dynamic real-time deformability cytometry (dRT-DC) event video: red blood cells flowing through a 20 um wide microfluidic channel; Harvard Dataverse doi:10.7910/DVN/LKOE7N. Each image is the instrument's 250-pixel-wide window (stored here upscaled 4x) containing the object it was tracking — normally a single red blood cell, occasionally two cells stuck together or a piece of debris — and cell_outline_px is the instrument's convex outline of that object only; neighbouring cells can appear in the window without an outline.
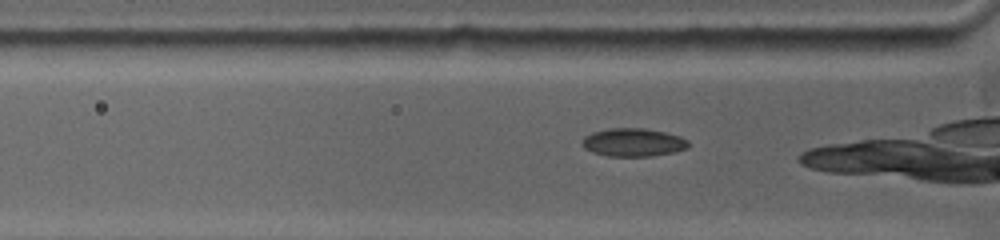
{"species": "common noctule bat (a hibernating species)", "species_latin": "Nyctalus noctula", "temperature_condition": "warm", "stored_images_in_passage": 77, "camera_frame_rate_fps": 5000, "um_per_image_px": 0.085, "animal": {"sex": "female", "body_mass_g": 19.0, "forearm_length_mm": 53.3}, "frame": {"image": 1, "passage_image": 8, "time_ms": 1.4, "image_size_px": [1000, 240], "cell_outline_px": [[688, 144], [684, 148], [672, 152], [648, 156], [608, 156], [592, 152], [584, 148], [584, 136], [592, 132], [612, 128], [644, 128], [664, 132], [680, 136], [688, 140]], "centroid_in_image_um": [53.8, 12.09], "position_along_channel_um": 72.0, "area_um2": 17.11}}
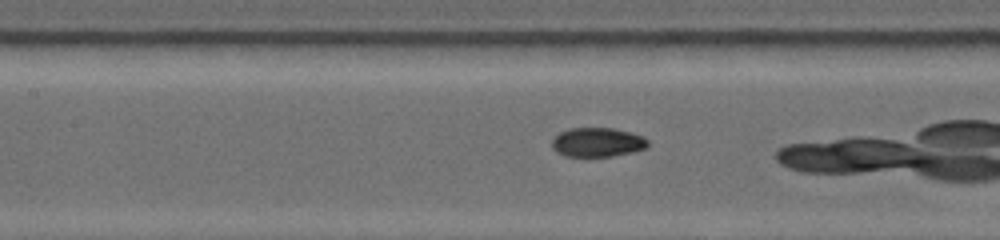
{"frame": {"image": 2, "passage_image": 19, "time_ms": 3.6, "image_size_px": [1000, 240], "cell_outline_px": [[648, 144], [644, 148], [632, 152], [612, 156], [568, 156], [552, 148], [552, 140], [560, 132], [572, 128], [612, 128], [632, 132], [648, 140]], "centroid_in_image_um": [50.79, 12.08], "position_along_channel_um": 156.6, "area_um2": 16.01}}
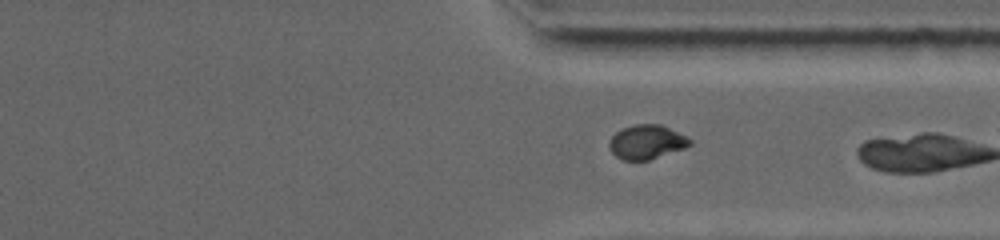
{"frame": {"image": 3, "passage_image": 45, "time_ms": 8.8, "image_size_px": [1000, 240], "cell_outline_px": [[692, 144], [684, 148], [648, 160], [624, 160], [616, 156], [612, 152], [608, 144], [612, 136], [620, 128], [636, 124], [660, 124], [688, 136], [692, 140]], "centroid_in_image_um": [54.97, 12.05], "position_along_channel_um": 356.4, "area_um2": 16.07}}